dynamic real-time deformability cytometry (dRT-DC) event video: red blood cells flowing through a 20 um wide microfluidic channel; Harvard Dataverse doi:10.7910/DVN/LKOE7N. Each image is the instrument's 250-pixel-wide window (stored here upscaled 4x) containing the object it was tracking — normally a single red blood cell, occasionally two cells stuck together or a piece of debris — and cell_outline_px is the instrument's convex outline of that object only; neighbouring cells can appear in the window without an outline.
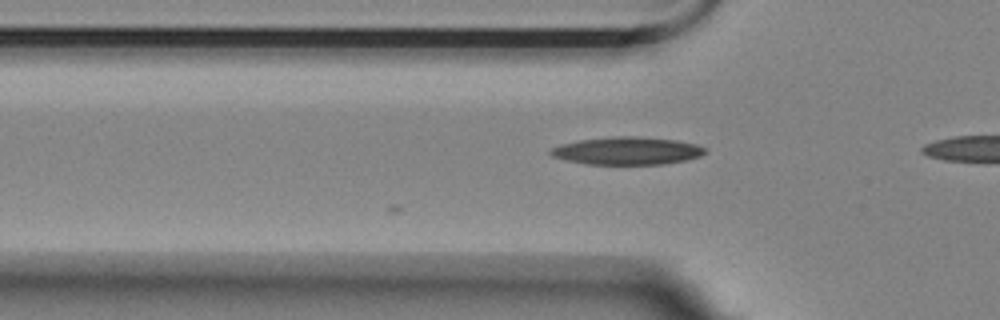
{"species": "Egyptian fruit bat (a non-hibernating species)", "species_latin": "Rousettus aegyptiacus", "temperature_condition": "room temperature", "stored_images_in_passage": 3, "camera_frame_rate_fps": 3000, "um_per_image_px": 0.085, "animal": {"sex": "female"}, "frame": {"image": 1, "passage_image": 3, "time_ms": 0.667, "image_size_px": [1000, 320], "cell_outline_px": [[708, 152], [700, 156], [688, 160], [664, 164], [584, 164], [552, 156], [548, 152], [552, 148], [560, 144], [580, 140], [612, 136], [636, 136], [676, 140], [696, 144], [708, 148]], "centroid_in_image_um": [53.35, 12.82], "position_along_channel_um": 72.4, "area_um2": 25.09}}